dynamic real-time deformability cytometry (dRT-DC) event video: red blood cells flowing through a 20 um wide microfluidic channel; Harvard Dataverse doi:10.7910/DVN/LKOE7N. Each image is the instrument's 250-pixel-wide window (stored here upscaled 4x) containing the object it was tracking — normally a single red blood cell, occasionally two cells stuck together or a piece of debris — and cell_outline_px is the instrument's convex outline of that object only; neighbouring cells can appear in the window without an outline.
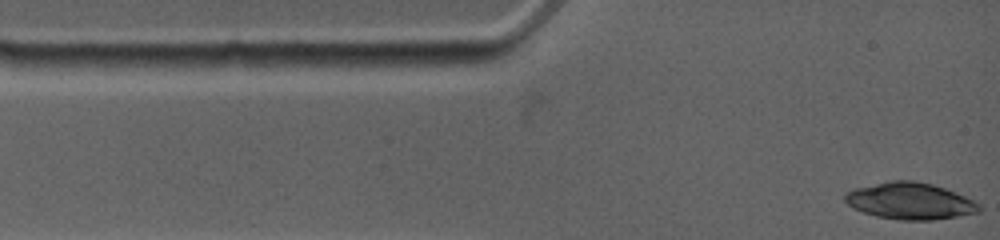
{"species": "common noctule bat (a hibernating species)", "species_latin": "Nyctalus noctula", "temperature_condition": "warm", "stored_images_in_passage": 9, "camera_frame_rate_fps": 4500, "um_per_image_px": 0.085, "animal": {"sex": "female", "body_mass_g": 19.0, "forearm_length_mm": 53.3}, "frame": {"image": 1, "passage_image": 1, "time_ms": 0.0, "image_size_px": [1000, 240], "cell_outline_px": [[980, 212], [932, 220], [896, 220], [876, 216], [864, 212], [848, 204], [844, 200], [844, 192], [856, 188], [888, 180], [916, 180], [932, 184], [944, 188], [964, 196], [980, 204]], "centroid_in_image_um": [77.33, 17.08], "position_along_channel_um": 7.7, "area_um2": 28.61}}
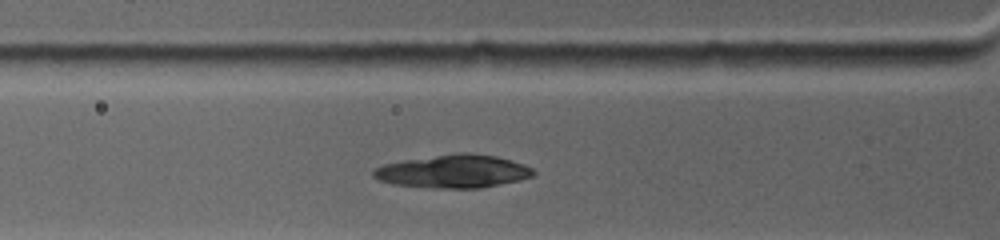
{"frame": {"image": 2, "passage_image": 6, "time_ms": 3.111, "image_size_px": [1000, 240], "cell_outline_px": [[536, 172], [532, 176], [520, 180], [480, 188], [432, 188], [392, 184], [380, 180], [372, 176], [372, 172], [380, 164], [404, 160], [456, 152], [468, 152], [496, 156], [512, 160], [524, 164], [532, 168]], "centroid_in_image_um": [38.53, 14.55], "position_along_channel_um": 87.3, "area_um2": 31.1}}
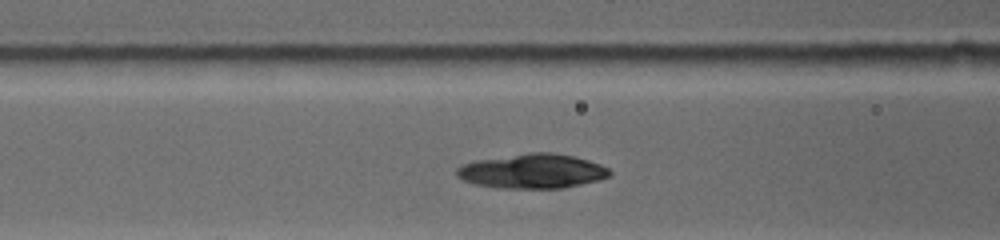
{"frame": {"image": 3, "passage_image": 8, "time_ms": 4.0, "image_size_px": [1000, 240], "cell_outline_px": [[612, 176], [600, 180], [564, 188], [500, 188], [476, 184], [464, 180], [456, 176], [456, 168], [464, 164], [476, 160], [528, 152], [552, 152], [572, 156], [588, 160], [600, 164], [608, 168], [612, 172]], "centroid_in_image_um": [45.28, 14.55], "position_along_channel_um": 121.3, "area_um2": 30.87}}